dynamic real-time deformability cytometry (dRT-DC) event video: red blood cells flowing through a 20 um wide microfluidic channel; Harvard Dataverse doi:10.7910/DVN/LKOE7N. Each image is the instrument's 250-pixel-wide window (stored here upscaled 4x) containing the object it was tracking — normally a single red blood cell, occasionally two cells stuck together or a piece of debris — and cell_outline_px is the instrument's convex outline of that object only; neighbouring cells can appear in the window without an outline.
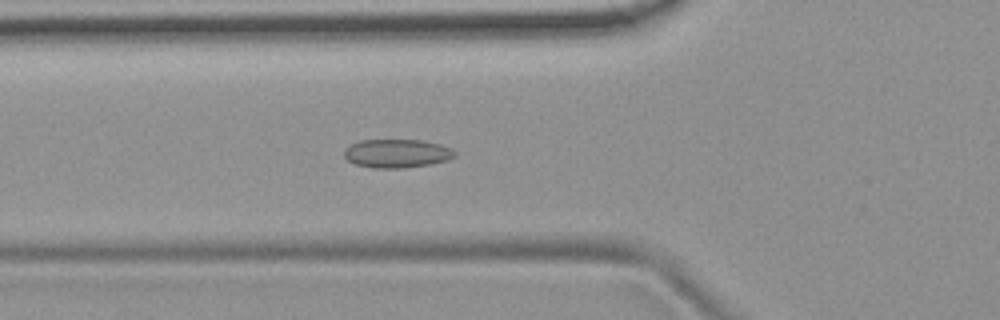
{"species": "common noctule bat (a hibernating species)", "species_latin": "Nyctalus noctula", "temperature_condition": "room temperature", "stored_images_in_passage": 52, "camera_frame_rate_fps": 3000, "um_per_image_px": 0.085, "animal": {"sex": "female", "body_mass_g": 19.9}, "frame": {"image": 1, "passage_image": 18, "time_ms": 5.667, "image_size_px": [1000, 320], "cell_outline_px": [[456, 156], [448, 160], [432, 164], [404, 168], [372, 168], [356, 164], [348, 160], [344, 156], [344, 148], [360, 140], [420, 140], [440, 144], [452, 148], [456, 152]], "centroid_in_image_um": [33.76, 13.04], "position_along_channel_um": 92.0, "area_um2": 18.55}}
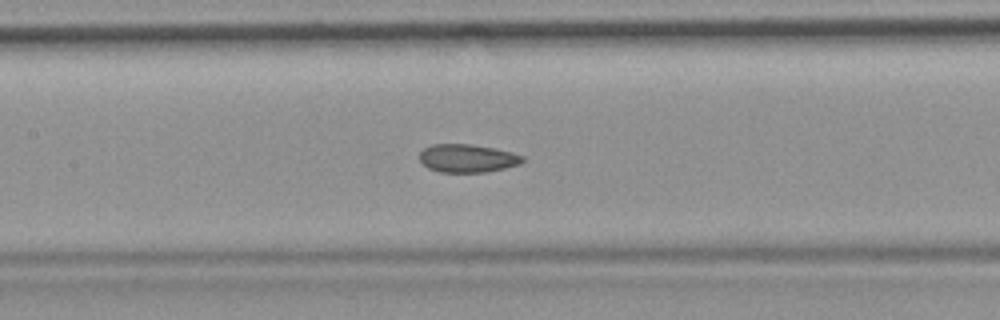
{"frame": {"image": 2, "passage_image": 24, "time_ms": 7.667, "image_size_px": [1000, 320], "cell_outline_px": [[524, 160], [520, 164], [488, 172], [440, 172], [428, 168], [420, 160], [420, 152], [424, 148], [432, 144], [472, 144], [496, 148], [512, 152], [524, 156]], "centroid_in_image_um": [39.75, 13.45], "position_along_channel_um": 167.7, "area_um2": 16.99}}
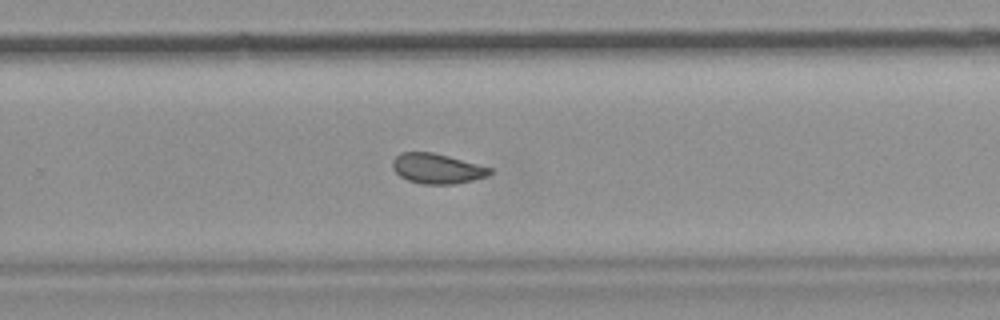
{"frame": {"image": 3, "passage_image": 34, "time_ms": 11.0, "image_size_px": [1000, 320], "cell_outline_px": [[492, 172], [488, 176], [456, 184], [424, 184], [408, 180], [400, 176], [392, 168], [392, 160], [396, 156], [404, 152], [432, 152], [448, 156], [492, 168]], "centroid_in_image_um": [37.15, 14.33], "position_along_channel_um": 292.7, "area_um2": 16.94}, "authors_computed_cell_mechanics": {"area_um2": 17.6868, "velocity_mm_per_s": 3.7684, "shape_relaxation_time_tau1_ms": null, "shape_relaxation_time_tau2_ms": 2.0394, "deformation_change_tau1": null, "deformation_change_tau2": 0.0745}}